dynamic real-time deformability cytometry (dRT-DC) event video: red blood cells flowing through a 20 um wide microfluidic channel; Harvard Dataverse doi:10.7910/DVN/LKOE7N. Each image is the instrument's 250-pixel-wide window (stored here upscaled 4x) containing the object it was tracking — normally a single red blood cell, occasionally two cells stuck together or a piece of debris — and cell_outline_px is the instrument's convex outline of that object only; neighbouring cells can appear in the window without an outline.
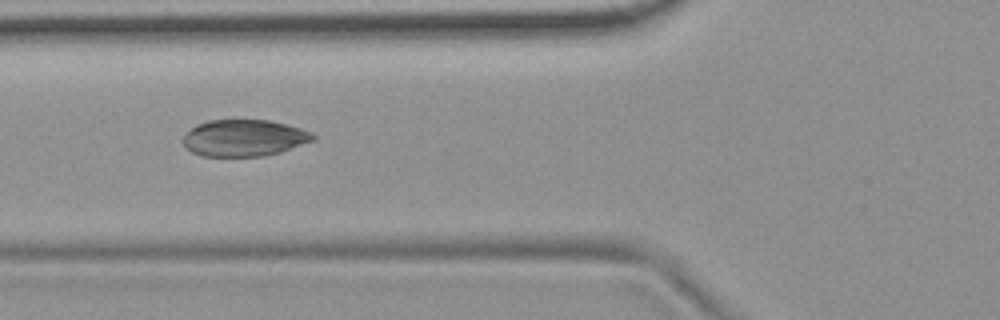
{"species": "common noctule bat (a hibernating species)", "species_latin": "Nyctalus noctula", "temperature_condition": "room temperature", "stored_images_in_passage": 6, "camera_frame_rate_fps": 3000, "um_per_image_px": 0.085, "animal": {"sex": "female", "body_mass_g": 19.9}, "frame": {"image": 1, "passage_image": 2, "time_ms": 1.0, "image_size_px": [1000, 320], "cell_outline_px": [[316, 140], [280, 152], [264, 156], [200, 156], [184, 148], [184, 136], [196, 124], [208, 120], [268, 120], [300, 128], [312, 132], [316, 136]], "centroid_in_image_um": [20.76, 11.73], "position_along_channel_um": 105.0, "area_um2": 27.8}}
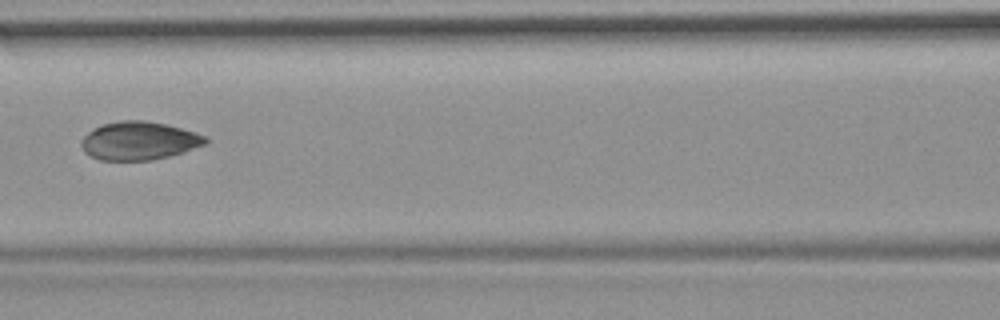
{"frame": {"image": 2, "passage_image": 3, "time_ms": 2.333, "image_size_px": [1000, 320], "cell_outline_px": [[208, 144], [184, 152], [152, 160], [100, 160], [84, 152], [80, 144], [80, 140], [92, 128], [104, 124], [120, 120], [144, 120], [164, 124], [196, 132], [204, 136], [208, 140]], "centroid_in_image_um": [11.81, 11.97], "position_along_channel_um": 154.8, "area_um2": 27.74}}
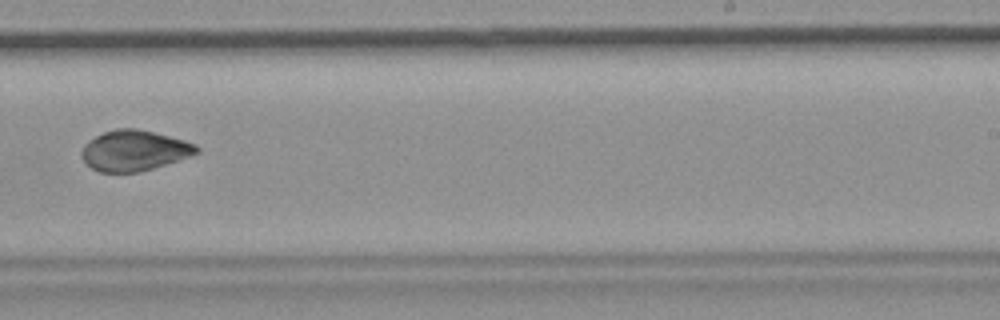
{"frame": {"image": 3, "passage_image": 6, "time_ms": 5.667, "image_size_px": [1000, 320], "cell_outline_px": [[200, 152], [180, 160], [140, 172], [100, 172], [92, 168], [80, 156], [80, 152], [84, 144], [88, 140], [104, 132], [116, 128], [136, 128], [184, 140], [196, 144], [200, 148]], "centroid_in_image_um": [11.41, 12.8], "position_along_channel_um": 277.6, "area_um2": 27.22}}